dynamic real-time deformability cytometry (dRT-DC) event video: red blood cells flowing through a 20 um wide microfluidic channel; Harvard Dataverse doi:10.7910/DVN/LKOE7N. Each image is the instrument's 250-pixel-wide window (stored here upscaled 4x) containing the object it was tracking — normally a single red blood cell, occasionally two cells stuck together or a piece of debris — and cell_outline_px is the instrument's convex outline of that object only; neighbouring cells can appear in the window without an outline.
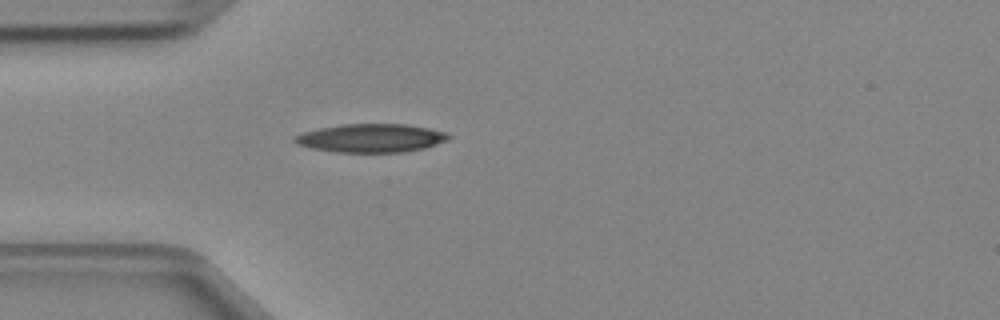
{"species": "Egyptian fruit bat (a non-hibernating species)", "species_latin": "Rousettus aegyptiacus", "temperature_condition": "cold", "stored_images_in_passage": 3, "camera_frame_rate_fps": 3000, "um_per_image_px": 0.085, "animal": {"sex": "female"}, "frame": {"image": 1, "passage_image": 3, "time_ms": 0.667, "image_size_px": [1000, 320], "cell_outline_px": [[452, 136], [448, 140], [424, 148], [404, 152], [336, 152], [312, 148], [296, 144], [292, 140], [296, 136], [304, 132], [320, 128], [340, 124], [408, 124], [448, 132]], "centroid_in_image_um": [31.57, 11.73], "position_along_channel_um": 53.4, "area_um2": 25.55}}